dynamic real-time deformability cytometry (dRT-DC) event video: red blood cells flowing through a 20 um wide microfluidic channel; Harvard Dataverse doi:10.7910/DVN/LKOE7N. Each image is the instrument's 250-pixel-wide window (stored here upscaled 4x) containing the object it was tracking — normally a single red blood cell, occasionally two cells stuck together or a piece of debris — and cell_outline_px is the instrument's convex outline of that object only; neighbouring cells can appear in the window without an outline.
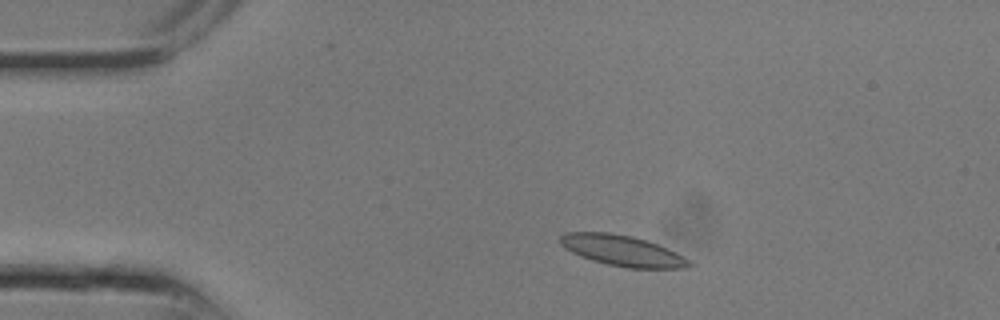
{"species": "common noctule bat (a hibernating species)", "species_latin": "Nyctalus noctula", "temperature_condition": "room temperature", "stored_images_in_passage": 23, "camera_frame_rate_fps": 3000, "um_per_image_px": 0.085, "animal": {"sex": "male", "body_mass_g": 13.3}, "frame": {"image": 1, "passage_image": 3, "time_ms": 0.667, "image_size_px": [1000, 320], "cell_outline_px": [[696, 264], [684, 268], [628, 268], [608, 264], [592, 260], [580, 256], [564, 248], [560, 244], [560, 236], [564, 232], [608, 232], [632, 236], [648, 240], [676, 252]], "centroid_in_image_um": [52.9, 21.3], "position_along_channel_um": 32.1, "area_um2": 23.18}}
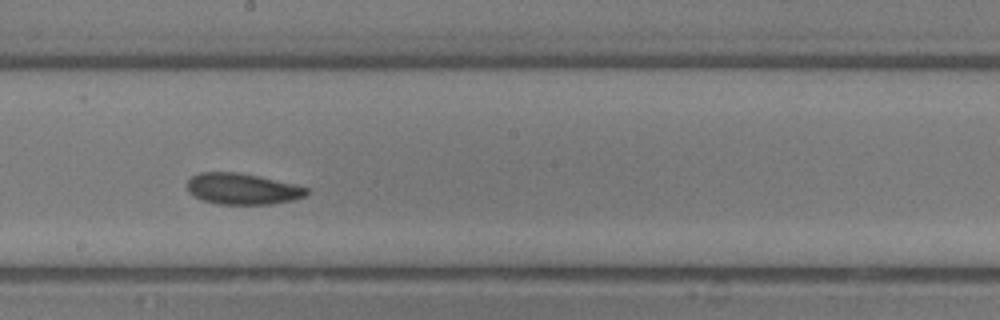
{"frame": {"image": 2, "passage_image": 12, "time_ms": 3.667, "image_size_px": [1000, 320], "cell_outline_px": [[308, 196], [292, 200], [272, 204], [220, 204], [204, 200], [188, 192], [184, 184], [192, 176], [200, 172], [240, 172], [292, 184], [308, 188]], "centroid_in_image_um": [20.57, 16.05], "position_along_channel_um": 227.6, "area_um2": 21.62}}
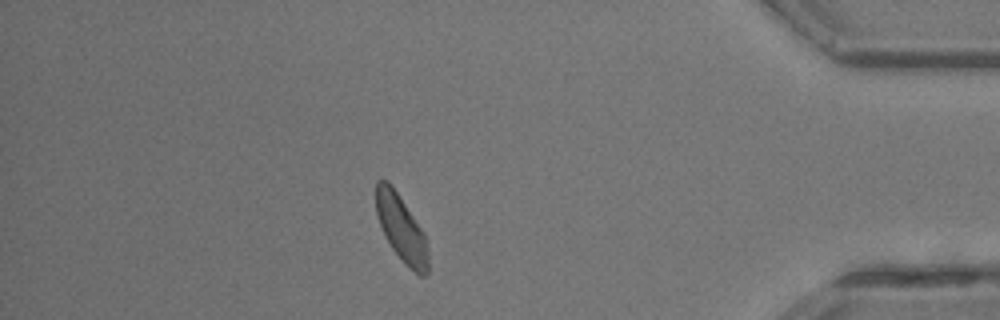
{"frame": {"image": 3, "passage_image": 20, "time_ms": 6.333, "image_size_px": [1000, 320], "cell_outline_px": [[428, 272], [424, 276], [420, 276], [408, 268], [404, 264], [392, 248], [380, 224], [376, 212], [376, 180], [388, 180], [424, 232], [428, 252]], "centroid_in_image_um": [34.12, 19.44], "position_along_channel_um": 401.1, "area_um2": 19.94}}